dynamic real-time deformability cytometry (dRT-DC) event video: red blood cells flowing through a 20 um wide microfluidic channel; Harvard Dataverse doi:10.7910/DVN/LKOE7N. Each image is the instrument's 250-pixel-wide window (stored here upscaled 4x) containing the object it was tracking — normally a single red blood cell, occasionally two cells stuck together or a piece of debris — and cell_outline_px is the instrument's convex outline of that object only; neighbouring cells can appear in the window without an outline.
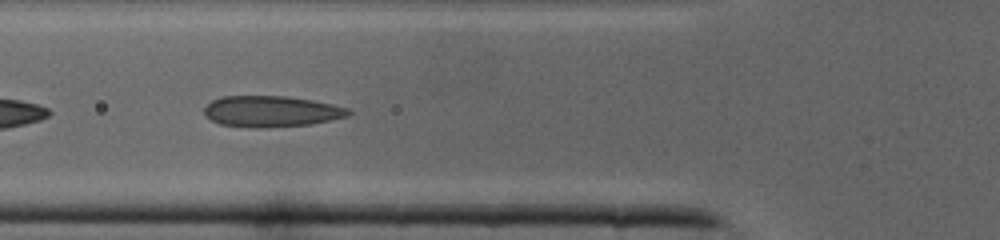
{"species": "common noctule bat (a hibernating species)", "species_latin": "Nyctalus noctula", "temperature_condition": "cold", "stored_images_in_passage": 24, "camera_frame_rate_fps": 3000, "um_per_image_px": 0.085, "animal": {"sex": "male", "body_mass_g": 19.0, "forearm_length_mm": 50.8}, "frame": {"image": 1, "passage_image": 14, "time_ms": 4.333, "image_size_px": [1000, 240], "cell_outline_px": [[352, 112], [348, 116], [312, 124], [268, 128], [248, 128], [220, 124], [204, 116], [204, 108], [212, 100], [220, 96], [284, 96], [312, 100], [332, 104], [348, 108]], "centroid_in_image_um": [23.03, 9.48], "position_along_channel_um": 102.8, "area_um2": 26.36}}
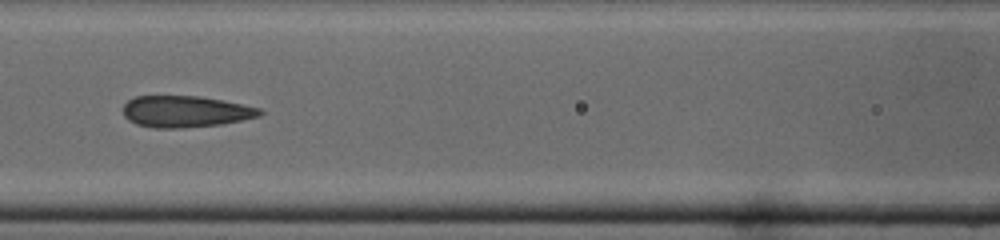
{"frame": {"image": 2, "passage_image": 17, "time_ms": 5.333, "image_size_px": [1000, 240], "cell_outline_px": [[264, 112], [260, 116], [220, 124], [184, 128], [156, 128], [136, 124], [128, 120], [124, 116], [124, 104], [128, 100], [136, 96], [200, 96], [260, 108]], "centroid_in_image_um": [15.74, 9.48], "position_along_channel_um": 150.9, "area_um2": 24.91}}